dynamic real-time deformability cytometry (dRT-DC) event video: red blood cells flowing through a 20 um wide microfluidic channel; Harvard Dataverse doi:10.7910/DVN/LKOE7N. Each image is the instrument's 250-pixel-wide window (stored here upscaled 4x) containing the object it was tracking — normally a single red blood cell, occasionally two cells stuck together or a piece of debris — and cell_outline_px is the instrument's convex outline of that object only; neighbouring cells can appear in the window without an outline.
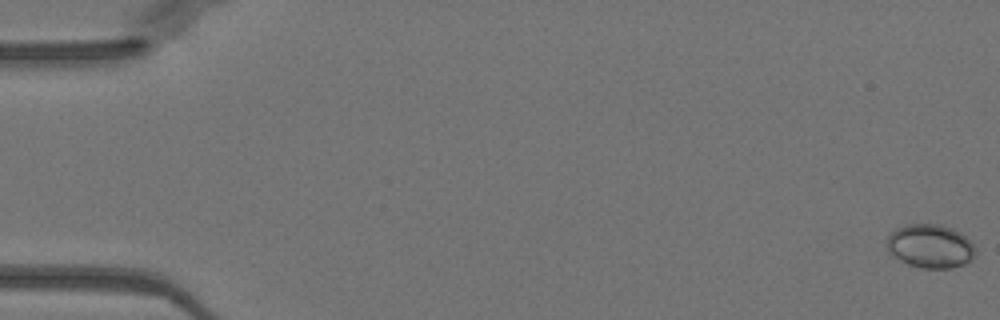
{"species": "Egyptian fruit bat (a non-hibernating species)", "species_latin": "Rousettus aegyptiacus", "temperature_condition": "warm", "stored_images_in_passage": 52, "camera_frame_rate_fps": 3000, "um_per_image_px": 0.085, "animal": {"sex": "female"}, "frame": {"image": 1, "passage_image": 1, "time_ms": 0.0, "image_size_px": [1000, 320], "cell_outline_px": [[976, 252], [972, 260], [964, 264], [952, 268], [920, 268], [908, 264], [900, 260], [888, 252], [888, 236], [896, 228], [904, 224], [940, 224], [952, 228], [960, 232], [972, 244]], "centroid_in_image_um": [79.07, 20.92], "position_along_channel_um": 5.9, "area_um2": 22.54}}
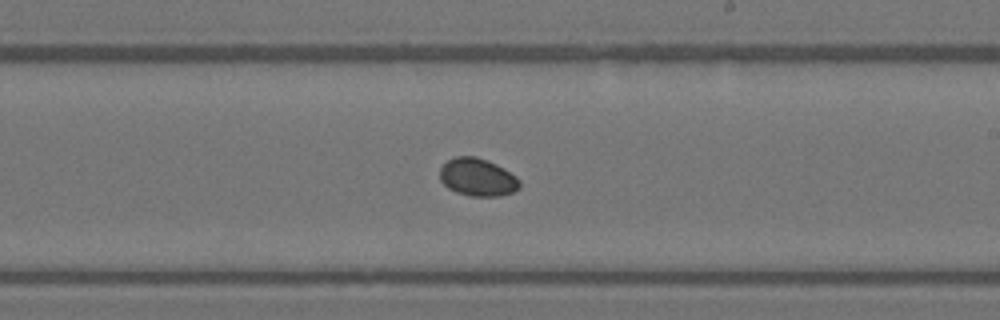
{"frame": {"image": 2, "passage_image": 31, "time_ms": 10.0, "image_size_px": [1000, 320], "cell_outline_px": [[520, 188], [512, 192], [500, 196], [468, 196], [456, 192], [448, 188], [440, 180], [440, 168], [448, 160], [456, 156], [476, 156], [496, 164], [504, 168], [516, 176], [520, 180]], "centroid_in_image_um": [40.6, 15.07], "position_along_channel_um": 248.4, "area_um2": 17.63}}
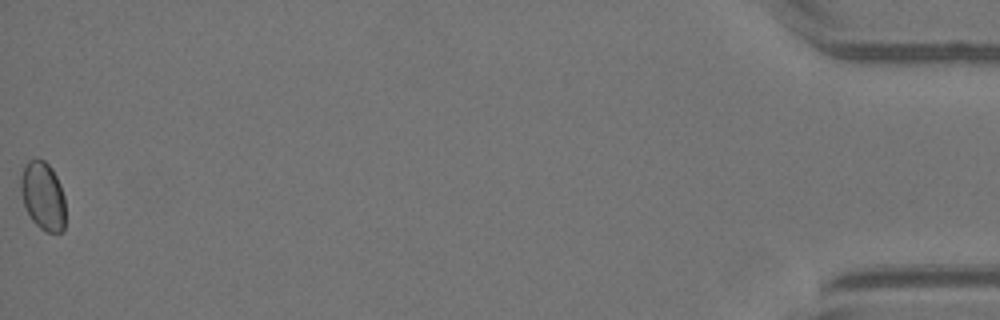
{"frame": {"image": 3, "passage_image": 52, "time_ms": 17.0, "image_size_px": [1000, 320], "cell_outline_px": [[64, 228], [60, 232], [48, 232], [40, 228], [32, 220], [24, 204], [20, 192], [20, 176], [24, 164], [28, 160], [36, 156], [44, 160], [52, 168], [60, 184], [64, 196]], "centroid_in_image_um": [3.62, 16.59], "position_along_channel_um": 431.6, "area_um2": 17.98}}